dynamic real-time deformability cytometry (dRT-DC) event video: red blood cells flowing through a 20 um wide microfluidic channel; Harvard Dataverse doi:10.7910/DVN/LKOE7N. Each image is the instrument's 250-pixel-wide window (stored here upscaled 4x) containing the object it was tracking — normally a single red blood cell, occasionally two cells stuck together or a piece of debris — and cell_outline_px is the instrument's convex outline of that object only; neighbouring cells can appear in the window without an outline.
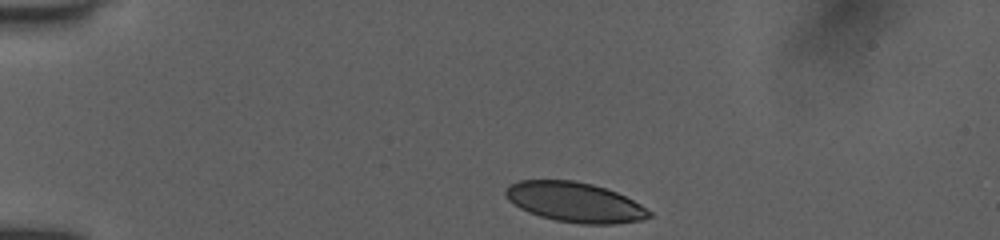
{"species": "human", "species_latin": "Homo sapiens", "temperature_condition": "room temperature", "stored_images_in_passage": 3, "camera_frame_rate_fps": 3000, "um_per_image_px": 0.085, "donor": {"sex": "female"}, "frame": {"image": 1, "passage_image": 1, "time_ms": 0.0, "image_size_px": [1000, 240], "cell_outline_px": [[652, 216], [644, 220], [616, 224], [580, 224], [556, 220], [540, 216], [528, 212], [520, 208], [508, 200], [504, 192], [504, 188], [508, 184], [520, 180], [576, 180], [592, 184], [616, 192], [640, 204], [652, 212]], "centroid_in_image_um": [48.85, 17.19], "position_along_channel_um": 36.2, "area_um2": 33.52}}
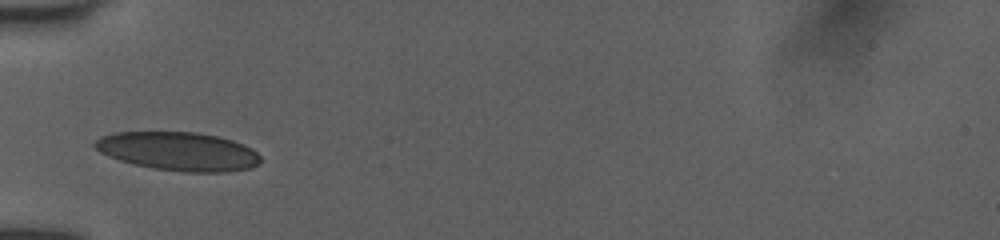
{"frame": {"image": 2, "passage_image": 3, "time_ms": 2.333, "image_size_px": [1000, 240], "cell_outline_px": [[260, 164], [248, 168], [228, 172], [188, 172], [152, 168], [120, 160], [108, 156], [100, 152], [92, 144], [100, 136], [116, 132], [196, 132], [216, 136], [232, 140], [244, 144], [252, 148], [260, 156]], "centroid_in_image_um": [15.17, 12.86], "position_along_channel_um": 69.8, "area_um2": 37.22}}